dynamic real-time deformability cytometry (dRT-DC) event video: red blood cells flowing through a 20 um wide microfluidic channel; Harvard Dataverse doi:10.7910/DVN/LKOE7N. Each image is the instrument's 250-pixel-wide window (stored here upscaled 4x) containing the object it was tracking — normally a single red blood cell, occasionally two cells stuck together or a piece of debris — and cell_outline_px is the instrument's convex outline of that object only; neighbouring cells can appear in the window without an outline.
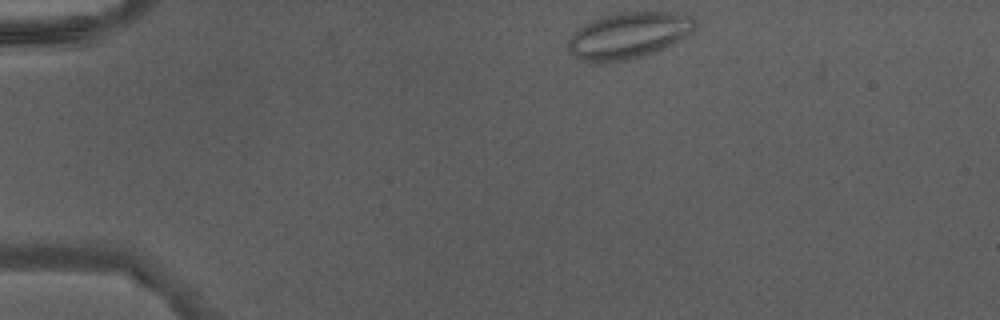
{"species": "Egyptian fruit bat (a non-hibernating species)", "species_latin": "Rousettus aegyptiacus", "temperature_condition": "warm", "stored_images_in_passage": 2, "camera_frame_rate_fps": 3000, "um_per_image_px": 0.085, "animal": {"sex": "male"}, "frame": {"image": 1, "passage_image": 2, "time_ms": 0.333, "image_size_px": [1000, 320], "cell_outline_px": [[696, 28], [692, 32], [680, 40], [664, 48], [644, 56], [628, 60], [604, 64], [596, 64], [576, 60], [568, 48], [568, 40], [576, 28], [592, 20], [616, 12], [684, 12], [692, 16], [696, 20]], "centroid_in_image_um": [53.41, 3.03], "position_along_channel_um": 31.6, "area_um2": 35.08}}